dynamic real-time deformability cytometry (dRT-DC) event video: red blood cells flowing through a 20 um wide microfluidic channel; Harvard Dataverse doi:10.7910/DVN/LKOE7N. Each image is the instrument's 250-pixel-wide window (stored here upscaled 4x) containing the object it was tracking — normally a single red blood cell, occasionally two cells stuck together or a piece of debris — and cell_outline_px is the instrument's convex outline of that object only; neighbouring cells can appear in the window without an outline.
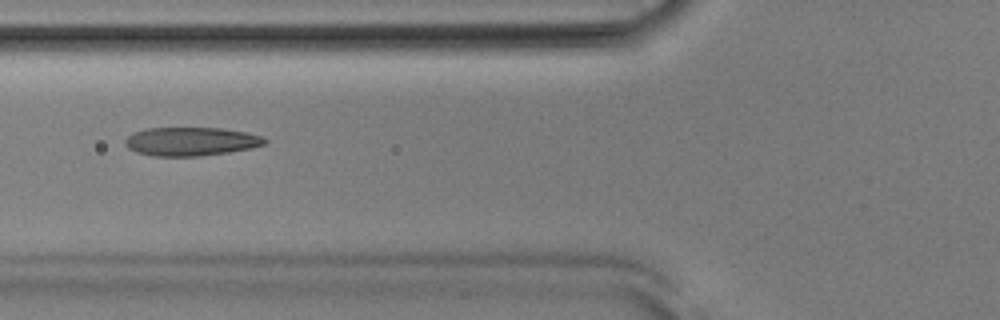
{"species": "Egyptian fruit bat (a non-hibernating species)", "species_latin": "Rousettus aegyptiacus", "temperature_condition": "room temperature", "stored_images_in_passage": 50, "camera_frame_rate_fps": 3000, "um_per_image_px": 0.085, "animal": {"sex": "male"}, "frame": {"image": 1, "passage_image": 18, "time_ms": 5.667, "image_size_px": [1000, 320], "cell_outline_px": [[268, 140], [264, 144], [252, 148], [228, 152], [200, 156], [152, 156], [136, 152], [128, 148], [124, 144], [124, 140], [132, 132], [144, 128], [220, 128], [248, 132], [264, 136]], "centroid_in_image_um": [16.22, 12.02], "position_along_channel_um": 109.6, "area_um2": 23.52}}
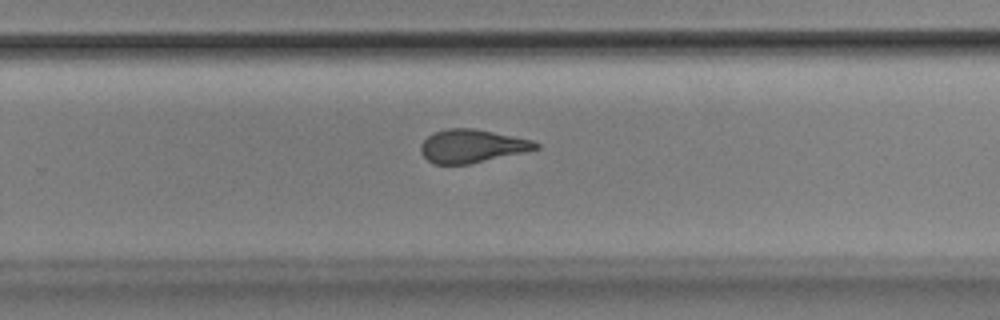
{"frame": {"image": 2, "passage_image": 32, "time_ms": 10.333, "image_size_px": [1000, 320], "cell_outline_px": [[540, 148], [524, 152], [468, 164], [432, 164], [420, 152], [420, 144], [428, 136], [436, 132], [448, 128], [472, 128], [532, 140], [540, 144]], "centroid_in_image_um": [40.09, 12.42], "position_along_channel_um": 289.7, "area_um2": 22.02}}
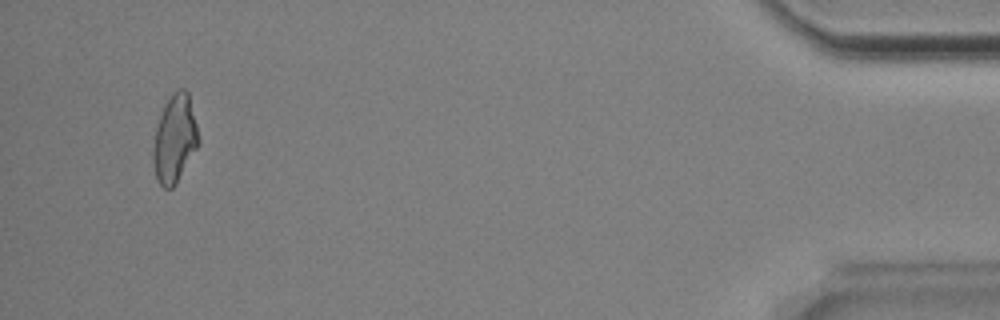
{"frame": {"image": 3, "passage_image": 48, "time_ms": 15.667, "image_size_px": [1000, 320], "cell_outline_px": [[200, 140], [196, 148], [176, 184], [172, 188], [164, 188], [156, 180], [152, 160], [152, 148], [156, 128], [164, 104], [172, 92], [180, 88], [184, 88], [188, 92]], "centroid_in_image_um": [14.82, 11.8], "position_along_channel_um": 420.4, "area_um2": 23.18}, "authors_computed_cell_mechanics": {"area_um2": 22.831, "velocity_mm_per_s": 3.865, "shape_relaxation_time_tau1_ms": 6.2225, "shape_relaxation_time_tau2_ms": 1.8644, "deformation_change_tau1": 0.1963, "deformation_change_tau2": 0.0899}}